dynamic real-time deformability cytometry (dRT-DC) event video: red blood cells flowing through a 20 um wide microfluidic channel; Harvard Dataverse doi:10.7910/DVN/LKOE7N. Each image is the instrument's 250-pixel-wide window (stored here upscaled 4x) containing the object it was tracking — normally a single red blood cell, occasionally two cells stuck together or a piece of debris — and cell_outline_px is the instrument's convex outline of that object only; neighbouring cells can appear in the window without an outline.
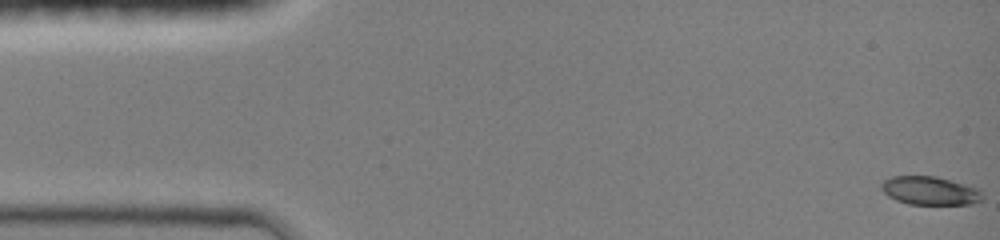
{"species": "common noctule bat (a hibernating species)", "species_latin": "Nyctalus noctula", "temperature_condition": "room temperature", "stored_images_in_passage": 46, "camera_frame_rate_fps": 3000, "um_per_image_px": 0.085, "animal": {"sex": "female", "body_mass_g": 19.0, "forearm_length_mm": 51.5}, "frame": {"image": 1, "passage_image": 1, "time_ms": 0.0, "image_size_px": [1000, 240], "cell_outline_px": [[984, 200], [968, 204], [908, 204], [896, 200], [888, 196], [880, 188], [880, 184], [884, 180], [892, 176], [936, 176], [976, 188], [980, 192]], "centroid_in_image_um": [78.99, 16.21], "position_along_channel_um": 6.0, "area_um2": 16.59}}
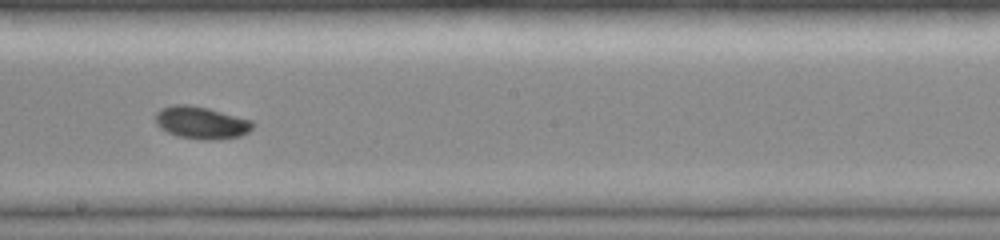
{"frame": {"image": 2, "passage_image": 26, "time_ms": 8.333, "image_size_px": [1000, 240], "cell_outline_px": [[252, 128], [248, 132], [240, 136], [212, 140], [204, 140], [180, 136], [168, 132], [160, 128], [156, 124], [156, 112], [160, 108], [172, 104], [188, 104], [208, 108], [252, 120]], "centroid_in_image_um": [17.08, 10.41], "position_along_channel_um": 231.1, "area_um2": 18.26}}
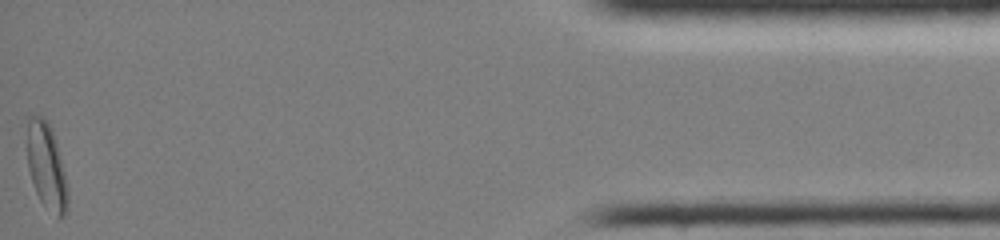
{"frame": {"image": 3, "passage_image": 46, "time_ms": 15.0, "image_size_px": [1000, 240], "cell_outline_px": [[68, 208], [64, 216], [60, 220], [40, 200], [36, 192], [28, 168], [28, 116], [44, 116], [52, 132], [56, 144], [68, 188]], "centroid_in_image_um": [3.96, 14.19], "position_along_channel_um": 431.2, "area_um2": 19.88}, "authors_computed_cell_mechanics": {"area_um2": 17.1088, "velocity_mm_per_s": 4.2014, "shape_relaxation_time_tau1_ms": 8.06, "shape_relaxation_time_tau2_ms": null, "deformation_change_tau1": 0.1555, "deformation_change_tau2": null}}